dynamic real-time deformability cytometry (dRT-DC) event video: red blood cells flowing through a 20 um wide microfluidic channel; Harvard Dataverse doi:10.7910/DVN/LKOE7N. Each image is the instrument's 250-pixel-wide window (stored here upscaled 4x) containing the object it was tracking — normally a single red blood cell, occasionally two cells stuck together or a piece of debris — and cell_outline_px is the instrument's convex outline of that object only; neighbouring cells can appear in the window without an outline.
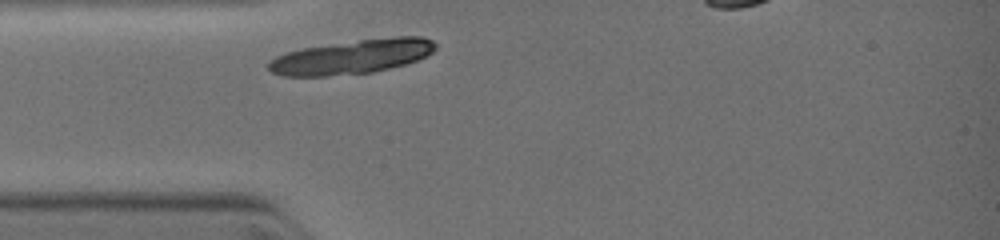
{"species": "common noctule bat (a hibernating species)", "species_latin": "Nyctalus noctula", "temperature_condition": "warm", "stored_images_in_passage": 1, "camera_frame_rate_fps": 3000, "um_per_image_px": 0.085, "animal": {"sex": "female", "body_mass_g": 19.0, "forearm_length_mm": 51.5}, "frame": {"image": 1, "passage_image": 1, "time_ms": 0.0, "image_size_px": [1000, 240], "cell_outline_px": [[436, 48], [432, 52], [416, 60], [404, 64], [372, 72], [328, 76], [280, 76], [272, 72], [268, 68], [268, 60], [276, 56], [288, 52], [304, 48], [360, 40], [396, 36], [420, 36], [432, 40], [436, 44]], "centroid_in_image_um": [29.9, 4.83], "position_along_channel_um": 55.1, "area_um2": 32.95}}